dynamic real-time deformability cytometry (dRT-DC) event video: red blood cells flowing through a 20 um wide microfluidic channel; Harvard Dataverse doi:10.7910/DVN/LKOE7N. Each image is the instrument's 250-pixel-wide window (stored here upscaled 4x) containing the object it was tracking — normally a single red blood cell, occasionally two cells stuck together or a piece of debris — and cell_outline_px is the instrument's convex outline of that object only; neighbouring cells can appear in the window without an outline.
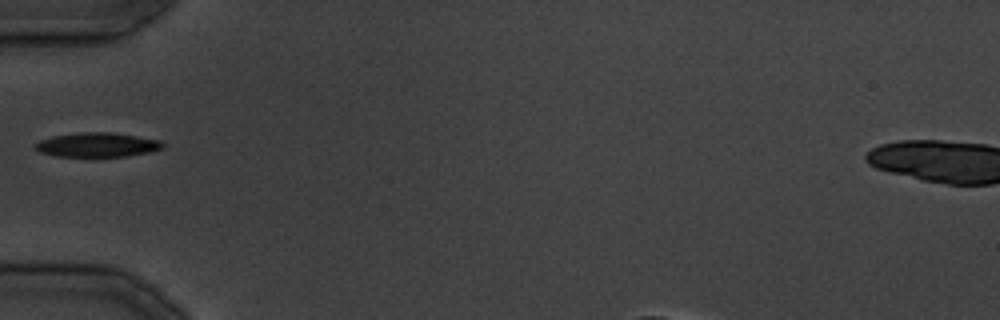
{"species": "common noctule bat (a hibernating species)", "species_latin": "Nyctalus noctula", "temperature_condition": "cold", "stored_images_in_passage": 24, "camera_frame_rate_fps": 3000, "um_per_image_px": 0.085, "animal": {"sex": "male", "body_mass_g": 19.5, "forearm_length_mm": 54.6}, "frame": {"image": 1, "passage_image": 1, "time_ms": 0.0, "image_size_px": [1000, 320], "cell_outline_px": [[164, 148], [148, 152], [124, 156], [56, 156], [40, 152], [36, 148], [36, 144], [40, 140], [52, 136], [84, 132], [112, 132], [160, 140], [164, 144]], "centroid_in_image_um": [8.28, 12.3], "position_along_channel_um": 76.7, "area_um2": 17.8}}
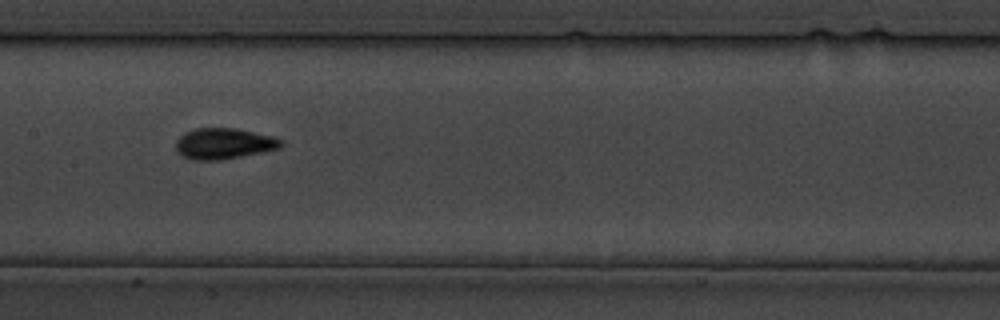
{"frame": {"image": 2, "passage_image": 7, "time_ms": 7.0, "image_size_px": [1000, 320], "cell_outline_px": [[284, 144], [280, 148], [264, 152], [220, 160], [192, 160], [180, 156], [176, 152], [176, 140], [184, 132], [196, 128], [236, 128], [276, 136], [284, 140]], "centroid_in_image_um": [19.05, 12.2], "position_along_channel_um": 188.3, "area_um2": 19.42}}
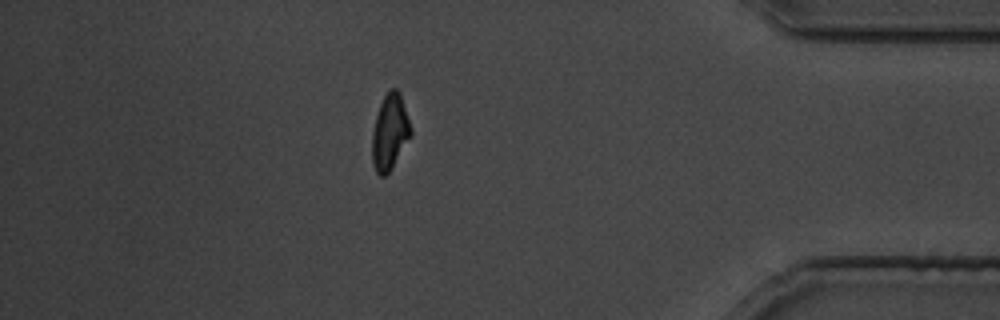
{"frame": {"image": 3, "passage_image": 19, "time_ms": 22.667, "image_size_px": [1000, 320], "cell_outline_px": [[412, 136], [392, 168], [384, 176], [380, 176], [376, 172], [372, 164], [372, 132], [376, 116], [380, 104], [388, 88], [396, 88], [400, 92], [412, 128]], "centroid_in_image_um": [33.15, 11.22], "position_along_channel_um": 402.1, "area_um2": 17.34}}